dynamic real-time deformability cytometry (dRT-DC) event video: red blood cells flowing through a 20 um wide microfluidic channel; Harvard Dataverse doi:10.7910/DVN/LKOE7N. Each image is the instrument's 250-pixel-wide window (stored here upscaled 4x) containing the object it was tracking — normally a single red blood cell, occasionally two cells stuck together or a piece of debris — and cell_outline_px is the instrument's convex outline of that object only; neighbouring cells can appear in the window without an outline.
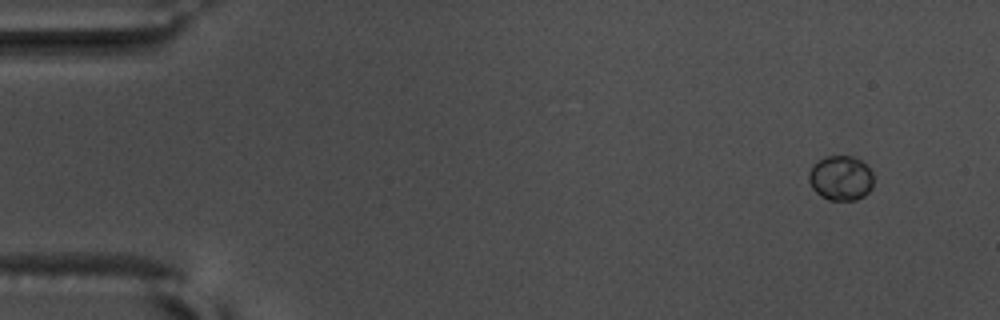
{"species": "common noctule bat (a hibernating species)", "species_latin": "Nyctalus noctula", "temperature_condition": "warm", "stored_images_in_passage": 55, "camera_frame_rate_fps": 3000, "um_per_image_px": 0.085, "animal": {"sex": "male", "body_mass_g": 17.5, "forearm_length_mm": 52.3}, "frame": {"image": 1, "passage_image": 3, "time_ms": 0.667, "image_size_px": [1000, 320], "cell_outline_px": [[872, 188], [864, 196], [856, 200], [828, 200], [820, 196], [812, 188], [808, 180], [808, 172], [812, 164], [816, 160], [824, 156], [852, 156], [860, 160], [872, 172]], "centroid_in_image_um": [71.42, 15.13], "position_along_channel_um": 13.6, "area_um2": 17.11}}
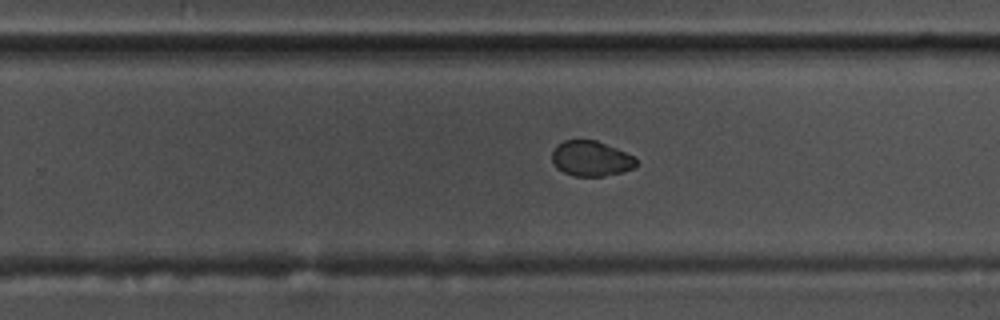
{"frame": {"image": 2, "passage_image": 35, "time_ms": 11.333, "image_size_px": [1000, 320], "cell_outline_px": [[636, 164], [632, 168], [620, 172], [604, 176], [572, 176], [556, 168], [552, 164], [552, 148], [556, 144], [564, 140], [596, 140], [616, 148], [632, 156], [636, 160]], "centroid_in_image_um": [50.15, 13.47], "position_along_channel_um": 279.6, "area_um2": 17.28}}
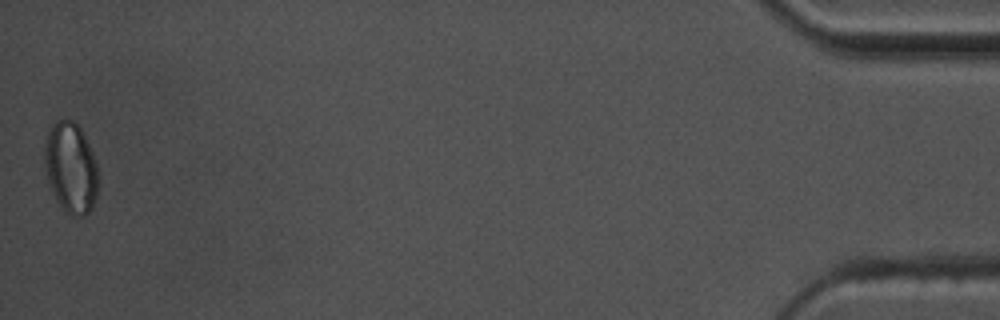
{"frame": {"image": 3, "passage_image": 55, "time_ms": 18.0, "image_size_px": [1000, 320], "cell_outline_px": [[96, 196], [92, 208], [84, 216], [72, 216], [64, 212], [56, 200], [52, 192], [48, 180], [44, 160], [44, 144], [48, 132], [52, 124], [56, 120], [72, 120], [80, 128], [92, 152], [96, 164]], "centroid_in_image_um": [5.98, 14.28], "position_along_channel_um": 429.2, "area_um2": 28.09}, "authors_computed_cell_mechanics": {"area_um2": 17.9758, "velocity_mm_per_s": 3.6527, "shape_relaxation_time_tau1_ms": 2.603, "shape_relaxation_time_tau2_ms": 5.0157, "deformation_change_tau1": 0.0913, "deformation_change_tau2": 0.0512}}